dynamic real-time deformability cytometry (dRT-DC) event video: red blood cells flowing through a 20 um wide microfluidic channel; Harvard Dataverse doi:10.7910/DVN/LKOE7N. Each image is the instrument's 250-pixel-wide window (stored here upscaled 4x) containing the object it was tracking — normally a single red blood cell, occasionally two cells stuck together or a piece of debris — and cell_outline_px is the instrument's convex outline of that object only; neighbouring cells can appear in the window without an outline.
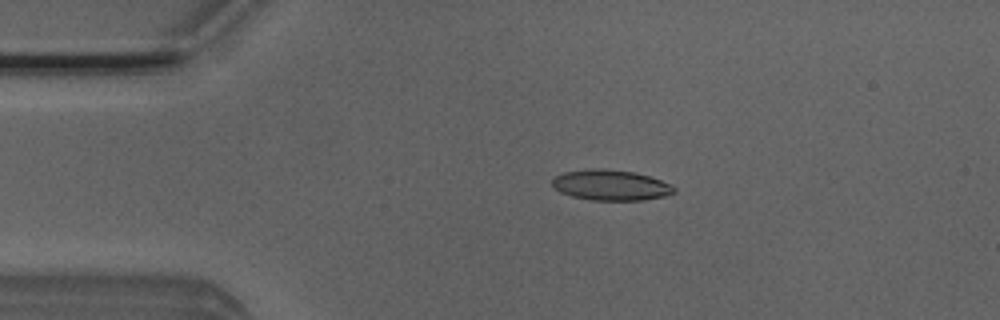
{"species": "Egyptian fruit bat (a non-hibernating species)", "species_latin": "Rousettus aegyptiacus", "temperature_condition": "room temperature", "stored_images_in_passage": 50, "camera_frame_rate_fps": 3000, "um_per_image_px": 0.085, "animal": {"sex": "male"}, "frame": {"image": 1, "passage_image": 9, "time_ms": 2.667, "image_size_px": [1000, 320], "cell_outline_px": [[676, 192], [664, 196], [644, 200], [592, 200], [572, 196], [560, 192], [552, 184], [552, 180], [556, 176], [564, 172], [588, 168], [600, 168], [636, 172], [660, 180], [676, 188]], "centroid_in_image_um": [51.91, 15.73], "position_along_channel_um": 33.1, "area_um2": 21.62}}
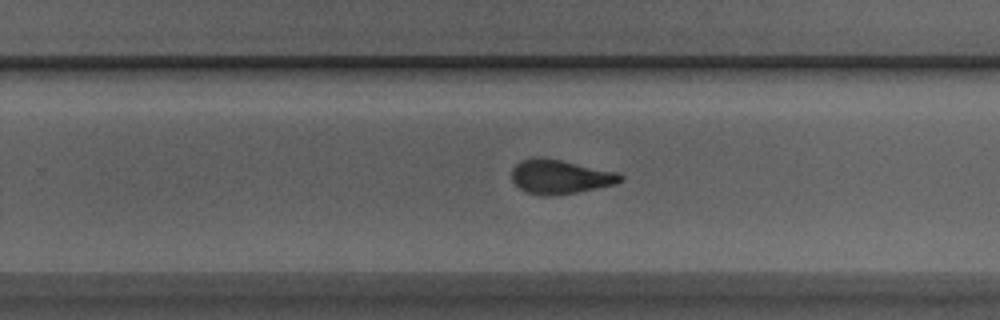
{"frame": {"image": 2, "passage_image": 31, "time_ms": 10.0, "image_size_px": [1000, 320], "cell_outline_px": [[624, 180], [616, 184], [576, 192], [548, 196], [544, 196], [528, 192], [520, 188], [512, 180], [512, 168], [520, 160], [560, 160], [620, 172], [624, 176]], "centroid_in_image_um": [47.69, 15.05], "position_along_channel_um": 282.1, "area_um2": 21.1}}
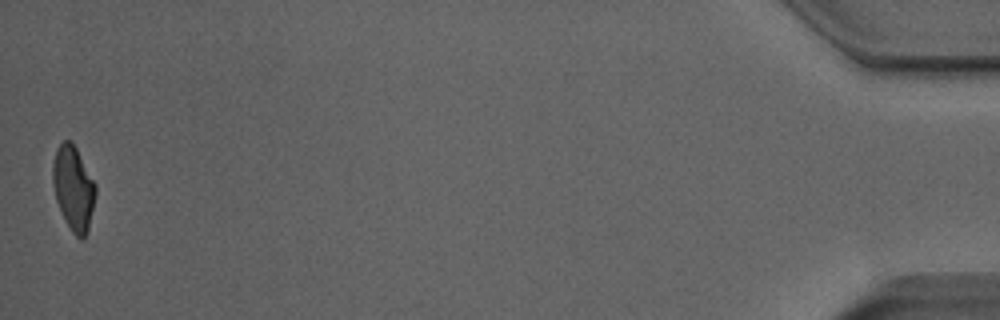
{"frame": {"image": 3, "passage_image": 50, "time_ms": 16.333, "image_size_px": [1000, 320], "cell_outline_px": [[96, 196], [88, 232], [84, 240], [80, 240], [72, 232], [64, 220], [56, 200], [52, 184], [52, 164], [56, 148], [64, 140], [68, 140], [76, 148], [96, 184]], "centroid_in_image_um": [6.24, 16.04], "position_along_channel_um": 429.0, "area_um2": 21.33}, "authors_computed_cell_mechanics": {"area_um2": 21.5594, "velocity_mm_per_s": 3.9326, "shape_relaxation_time_tau1_ms": 7.8539, "shape_relaxation_time_tau2_ms": 1.4192, "deformation_change_tau1": 0.2172, "deformation_change_tau2": 0.0957}}